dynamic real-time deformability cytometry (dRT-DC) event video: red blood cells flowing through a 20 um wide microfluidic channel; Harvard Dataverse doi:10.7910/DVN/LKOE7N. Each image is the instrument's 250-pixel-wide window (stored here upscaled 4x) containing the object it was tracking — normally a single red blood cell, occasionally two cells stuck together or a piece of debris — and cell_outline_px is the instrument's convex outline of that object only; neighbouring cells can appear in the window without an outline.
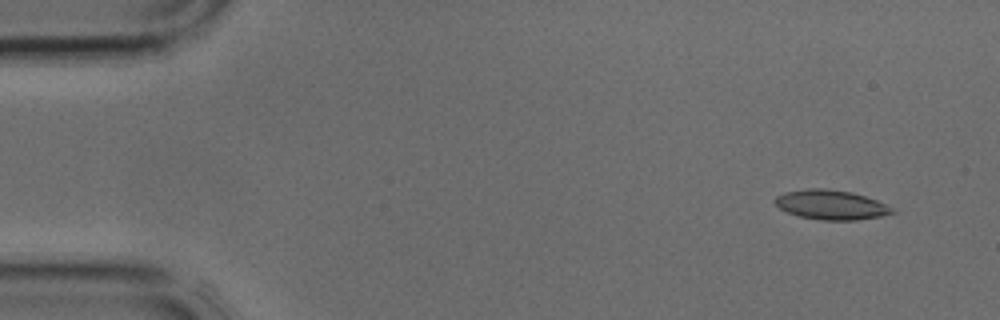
{"species": "common noctule bat (a hibernating species)", "species_latin": "Nyctalus noctula", "temperature_condition": "cold", "stored_images_in_passage": 3, "camera_frame_rate_fps": 3000, "um_per_image_px": 0.085, "animal": {"sex": "male", "body_mass_g": 17.9, "forearm_length_mm": 54.2}, "frame": {"image": 1, "passage_image": 1, "time_ms": 0.0, "image_size_px": [1000, 320], "cell_outline_px": [[896, 212], [880, 216], [856, 220], [820, 220], [800, 216], [788, 212], [780, 208], [772, 200], [776, 196], [784, 192], [808, 188], [824, 188], [852, 192], [876, 200], [892, 208]], "centroid_in_image_um": [70.6, 17.4], "position_along_channel_um": 14.4, "area_um2": 20.06}}
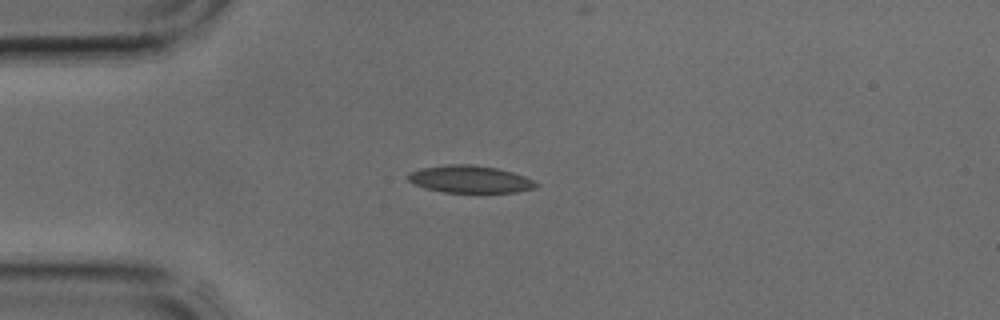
{"frame": {"image": 2, "passage_image": 3, "time_ms": 0.667, "image_size_px": [1000, 320], "cell_outline_px": [[540, 184], [536, 188], [516, 192], [440, 192], [424, 188], [408, 180], [408, 172], [420, 168], [448, 164], [472, 164], [496, 168], [512, 172], [524, 176]], "centroid_in_image_um": [39.93, 15.23], "position_along_channel_um": 45.1, "area_um2": 20.4}}